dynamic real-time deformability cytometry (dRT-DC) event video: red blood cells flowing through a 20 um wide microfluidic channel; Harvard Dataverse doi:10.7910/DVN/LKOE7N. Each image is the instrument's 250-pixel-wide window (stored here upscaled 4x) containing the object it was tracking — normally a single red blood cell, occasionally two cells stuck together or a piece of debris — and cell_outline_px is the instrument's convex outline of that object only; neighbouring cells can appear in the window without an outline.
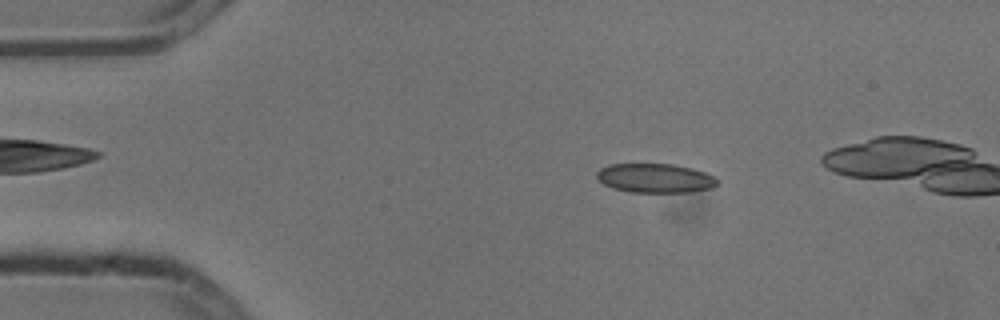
{"species": "common noctule bat (a hibernating species)", "species_latin": "Nyctalus noctula", "temperature_condition": "cold", "stored_images_in_passage": 4, "camera_frame_rate_fps": 3000, "um_per_image_px": 0.085, "animal": {"sex": "male", "body_mass_g": 13.3}, "frame": {"image": 1, "passage_image": 2, "time_ms": 0.333, "image_size_px": [1000, 320], "cell_outline_px": [[720, 184], [712, 188], [688, 192], [628, 192], [612, 188], [604, 184], [596, 176], [596, 172], [600, 168], [608, 164], [672, 164], [692, 168], [716, 176], [720, 180]], "centroid_in_image_um": [55.72, 15.14], "position_along_channel_um": 29.3, "area_um2": 20.75}}